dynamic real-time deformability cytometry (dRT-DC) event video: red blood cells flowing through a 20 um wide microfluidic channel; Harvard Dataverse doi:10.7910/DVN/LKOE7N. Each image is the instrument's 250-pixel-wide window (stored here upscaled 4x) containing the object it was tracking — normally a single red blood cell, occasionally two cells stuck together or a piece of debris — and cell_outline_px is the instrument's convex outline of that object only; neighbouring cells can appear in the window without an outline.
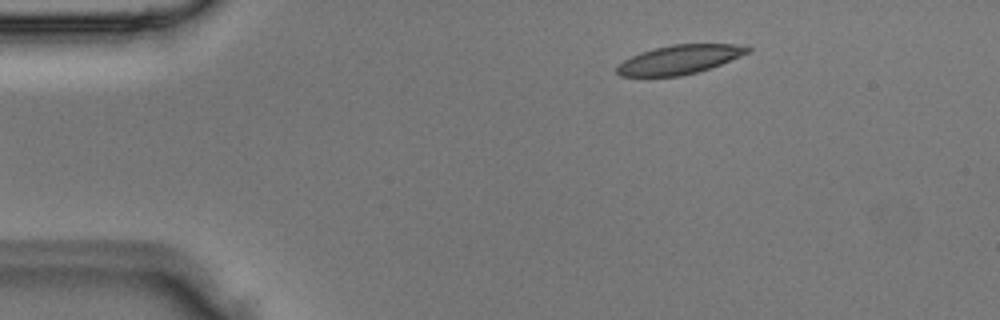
{"species": "Egyptian fruit bat (a non-hibernating species)", "species_latin": "Rousettus aegyptiacus", "temperature_condition": "room temperature", "stored_images_in_passage": 2, "camera_frame_rate_fps": 3000, "um_per_image_px": 0.085, "animal": {"sex": "male"}, "frame": {"image": 1, "passage_image": 1, "time_ms": 0.0, "image_size_px": [1000, 320], "cell_outline_px": [[752, 48], [748, 52], [720, 64], [696, 72], [680, 76], [620, 76], [616, 72], [616, 68], [624, 60], [640, 52], [672, 44], [736, 44]], "centroid_in_image_um": [57.72, 5.06], "position_along_channel_um": 27.3, "area_um2": 21.68}}